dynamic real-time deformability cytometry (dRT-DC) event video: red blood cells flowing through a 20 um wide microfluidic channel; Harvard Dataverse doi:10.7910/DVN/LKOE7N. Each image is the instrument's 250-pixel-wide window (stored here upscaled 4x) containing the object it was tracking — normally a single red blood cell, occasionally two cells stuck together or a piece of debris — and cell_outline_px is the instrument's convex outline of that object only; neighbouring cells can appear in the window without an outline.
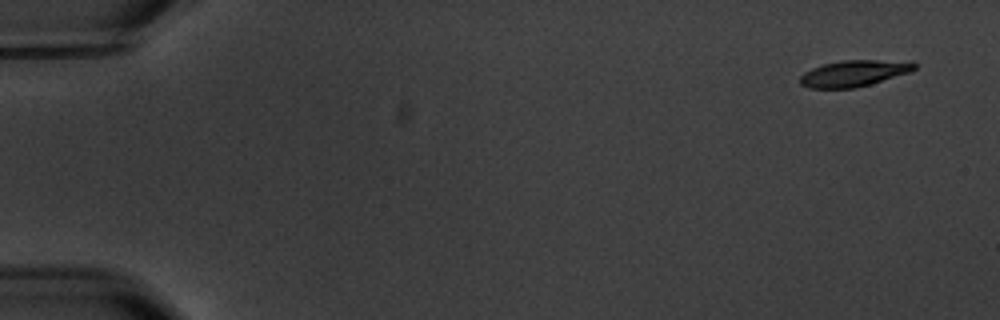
{"species": "common noctule bat (a hibernating species)", "species_latin": "Nyctalus noctula", "temperature_condition": "warm", "stored_images_in_passage": 4, "camera_frame_rate_fps": 3000, "um_per_image_px": 0.085, "animal": {"sex": "male", "body_mass_g": 20.1, "forearm_length_mm": 53.5}, "frame": {"image": 1, "passage_image": 1, "time_ms": 0.0, "image_size_px": [1000, 320], "cell_outline_px": [[916, 68], [908, 72], [872, 84], [852, 88], [808, 88], [800, 84], [800, 76], [804, 72], [812, 68], [824, 64], [844, 60], [912, 60], [916, 64]], "centroid_in_image_um": [72.61, 6.22], "position_along_channel_um": 12.4, "area_um2": 17.57}}
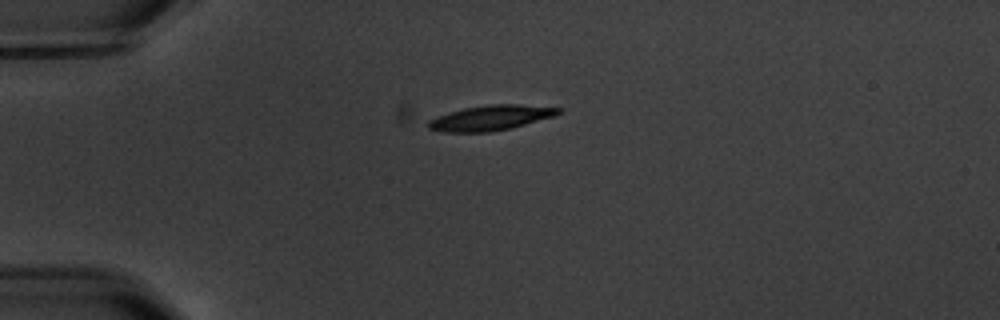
{"frame": {"image": 2, "passage_image": 3, "time_ms": 4.0, "image_size_px": [1000, 320], "cell_outline_px": [[564, 108], [560, 112], [552, 116], [512, 128], [488, 132], [444, 132], [428, 128], [428, 120], [464, 108], [488, 104], [520, 104]], "centroid_in_image_um": [41.73, 10.01], "position_along_channel_um": 43.3, "area_um2": 18.79}}